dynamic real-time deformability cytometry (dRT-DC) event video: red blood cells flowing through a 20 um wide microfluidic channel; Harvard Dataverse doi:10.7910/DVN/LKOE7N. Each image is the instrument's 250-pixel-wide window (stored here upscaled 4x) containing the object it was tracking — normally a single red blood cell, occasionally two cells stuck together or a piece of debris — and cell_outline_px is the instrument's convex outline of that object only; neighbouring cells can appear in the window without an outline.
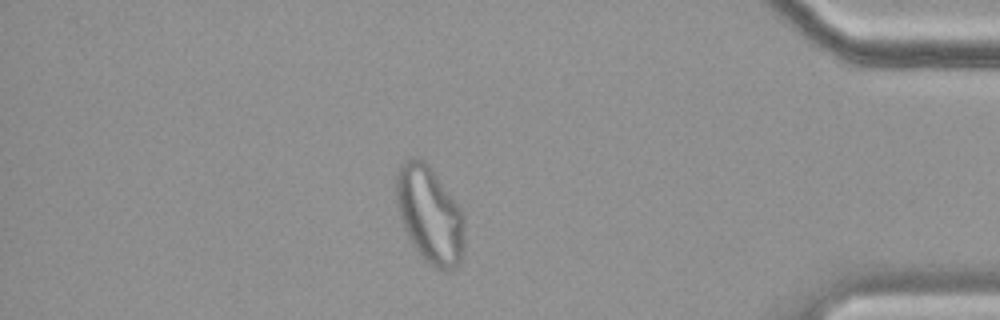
{"species": "common noctule bat (a hibernating species)", "species_latin": "Nyctalus noctula", "temperature_condition": "cold", "stored_images_in_passage": 58, "camera_frame_rate_fps": 3000, "um_per_image_px": 0.085, "animal": {"sex": "female", "body_mass_g": 19.9}, "frame": {"image": 1, "passage_image": 50, "time_ms": 16.333, "image_size_px": [1000, 320], "cell_outline_px": [[464, 252], [460, 264], [456, 268], [440, 268], [432, 264], [412, 244], [404, 228], [396, 204], [396, 172], [400, 164], [404, 160], [416, 156], [424, 160], [428, 164], [464, 212]], "centroid_in_image_um": [36.53, 18.19], "position_along_channel_um": 398.7, "area_um2": 38.38}}